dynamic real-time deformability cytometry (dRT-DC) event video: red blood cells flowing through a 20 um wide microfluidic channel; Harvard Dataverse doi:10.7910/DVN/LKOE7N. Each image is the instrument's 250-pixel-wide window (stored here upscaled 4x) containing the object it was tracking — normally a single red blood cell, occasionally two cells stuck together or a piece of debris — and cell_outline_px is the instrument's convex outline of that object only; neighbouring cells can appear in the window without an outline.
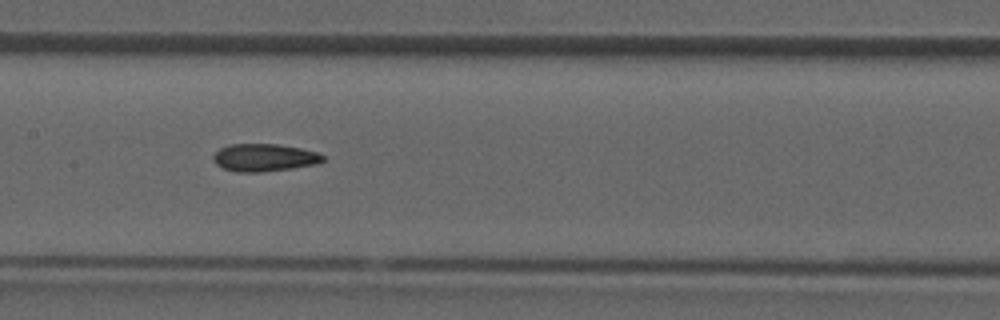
{"species": "common noctule bat (a hibernating species)", "species_latin": "Nyctalus noctula", "temperature_condition": "room temperature", "stored_images_in_passage": 21, "camera_frame_rate_fps": 3000, "um_per_image_px": 0.085, "animal": {"sex": "male", "forearm_length_mm": 52.5}, "frame": {"image": 1, "passage_image": 7, "time_ms": 2.0, "image_size_px": [1000, 320], "cell_outline_px": [[324, 160], [316, 164], [292, 168], [260, 172], [236, 172], [224, 168], [216, 164], [212, 160], [212, 156], [220, 148], [228, 144], [276, 144], [300, 148], [316, 152], [324, 156]], "centroid_in_image_um": [22.43, 13.39], "position_along_channel_um": 185.0, "area_um2": 17.57}}